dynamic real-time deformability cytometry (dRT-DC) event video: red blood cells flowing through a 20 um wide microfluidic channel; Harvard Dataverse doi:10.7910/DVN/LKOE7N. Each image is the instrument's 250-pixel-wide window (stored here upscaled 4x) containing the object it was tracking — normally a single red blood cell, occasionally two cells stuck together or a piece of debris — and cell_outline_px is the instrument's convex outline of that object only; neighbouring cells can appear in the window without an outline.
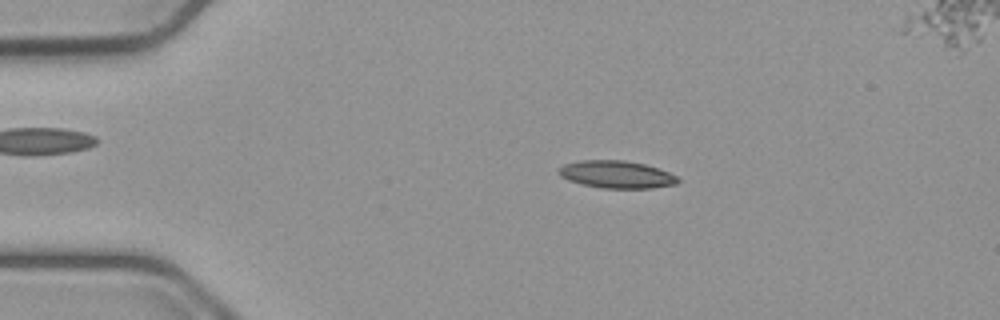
{"species": "common noctule bat (a hibernating species)", "species_latin": "Nyctalus noctula", "temperature_condition": "cold", "stored_images_in_passage": 45, "camera_frame_rate_fps": 3000, "um_per_image_px": 0.085, "animal": {"sex": "male", "body_mass_g": 23.1, "forearm_length_mm": 52.7}, "frame": {"image": 1, "passage_image": 1, "time_ms": 0.0, "image_size_px": [1000, 320], "cell_outline_px": [[680, 180], [676, 184], [652, 188], [600, 188], [568, 180], [560, 176], [556, 172], [556, 168], [564, 164], [580, 160], [624, 160], [644, 164], [668, 172], [676, 176]], "centroid_in_image_um": [52.35, 14.82], "position_along_channel_um": 32.6, "area_um2": 19.07}}
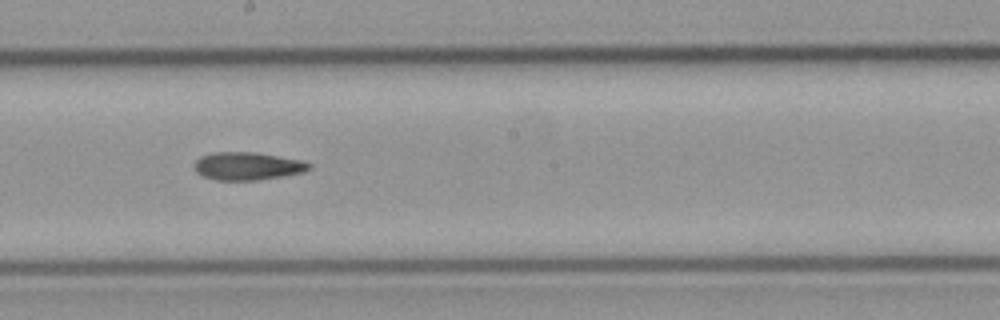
{"frame": {"image": 2, "passage_image": 20, "time_ms": 6.333, "image_size_px": [1000, 320], "cell_outline_px": [[312, 168], [304, 172], [256, 180], [216, 180], [204, 176], [196, 172], [196, 160], [200, 156], [212, 152], [256, 152], [300, 160], [312, 164]], "centroid_in_image_um": [21.05, 14.11], "position_along_channel_um": 227.2, "area_um2": 18.5}}
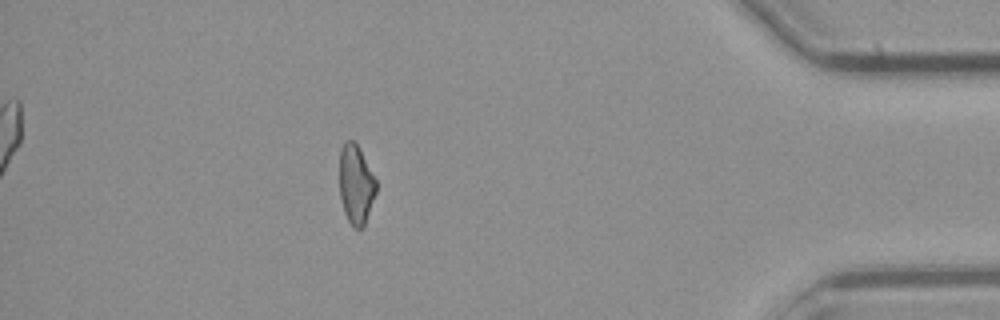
{"frame": {"image": 3, "passage_image": 38, "time_ms": 12.333, "image_size_px": [1000, 320], "cell_outline_px": [[376, 192], [364, 228], [352, 228], [344, 212], [340, 196], [340, 148], [348, 140], [356, 140], [376, 180]], "centroid_in_image_um": [30.26, 15.68], "position_along_channel_um": 404.9, "area_um2": 17.05}}